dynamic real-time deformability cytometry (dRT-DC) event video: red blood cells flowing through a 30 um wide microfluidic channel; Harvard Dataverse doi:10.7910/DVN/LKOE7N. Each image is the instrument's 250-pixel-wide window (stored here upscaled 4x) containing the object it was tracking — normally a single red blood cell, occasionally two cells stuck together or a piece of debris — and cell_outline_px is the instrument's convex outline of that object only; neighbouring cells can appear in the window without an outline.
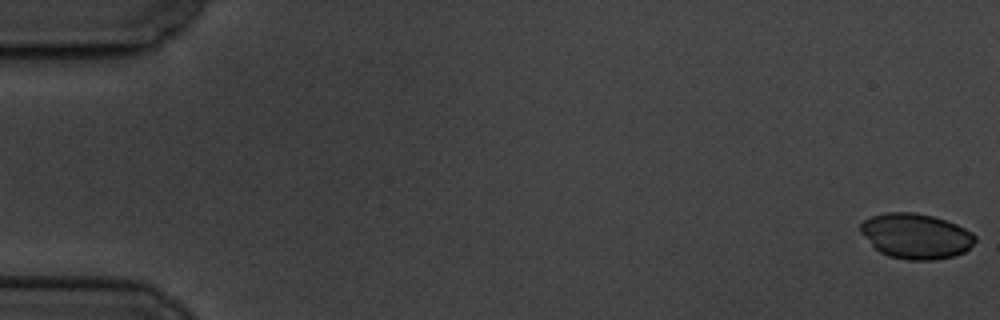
{"species": "common noctule bat (a hibernating species)", "species_latin": "Nyctalus noctula", "temperature_condition": "cold", "stored_images_in_passage": 58, "camera_frame_rate_fps": 3000, "um_per_image_px": 0.085, "animal": {"sex": "male", "body_mass_g": 19.5, "forearm_length_mm": 54.6}, "frame": {"image": 1, "passage_image": 1, "time_ms": 0.0, "image_size_px": [1000, 320], "cell_outline_px": [[976, 240], [964, 252], [952, 256], [932, 260], [908, 260], [888, 256], [880, 252], [860, 232], [860, 224], [864, 220], [872, 216], [884, 212], [912, 212], [932, 216], [956, 224], [972, 232], [976, 236]], "centroid_in_image_um": [77.84, 20.06], "position_along_channel_um": 7.2, "area_um2": 30.0}}
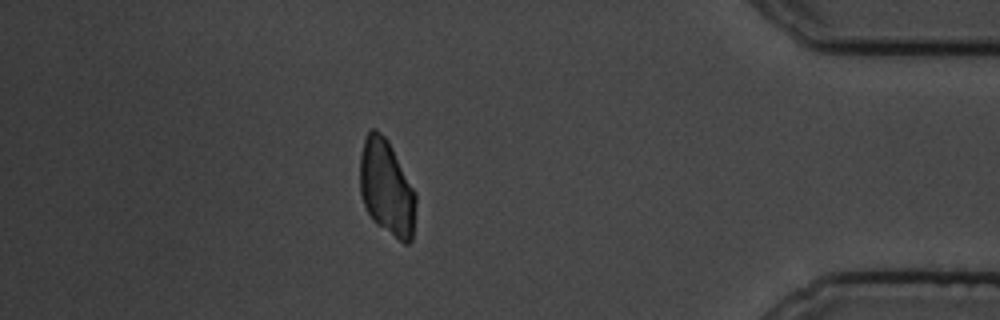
{"frame": {"image": 2, "passage_image": 51, "time_ms": 16.667, "image_size_px": [1000, 320], "cell_outline_px": [[416, 204], [412, 240], [408, 244], [404, 244], [376, 224], [372, 220], [364, 204], [360, 192], [360, 156], [364, 140], [368, 132], [372, 128], [376, 128], [388, 140], [416, 192]], "centroid_in_image_um": [32.87, 15.97], "position_along_channel_um": 402.3, "area_um2": 31.33}}